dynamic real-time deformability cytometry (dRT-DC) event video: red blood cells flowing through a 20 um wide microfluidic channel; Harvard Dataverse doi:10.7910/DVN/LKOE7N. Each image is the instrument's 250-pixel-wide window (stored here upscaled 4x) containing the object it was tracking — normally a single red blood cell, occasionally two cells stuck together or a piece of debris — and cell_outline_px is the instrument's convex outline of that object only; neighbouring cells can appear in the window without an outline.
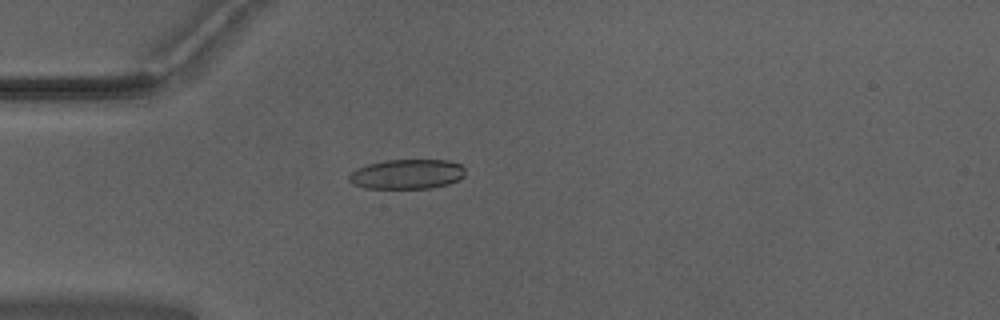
{"species": "Egyptian fruit bat (a non-hibernating species)", "species_latin": "Rousettus aegyptiacus", "temperature_condition": "warm", "stored_images_in_passage": 52, "camera_frame_rate_fps": 3000, "um_per_image_px": 0.085, "animal": {"sex": "male"}, "frame": {"image": 1, "passage_image": 15, "time_ms": 4.667, "image_size_px": [1000, 320], "cell_outline_px": [[464, 176], [448, 184], [432, 188], [364, 188], [352, 184], [348, 180], [348, 176], [356, 168], [368, 164], [384, 160], [448, 160], [460, 164], [464, 168]], "centroid_in_image_um": [34.56, 14.8], "position_along_channel_um": 50.4, "area_um2": 20.17}}
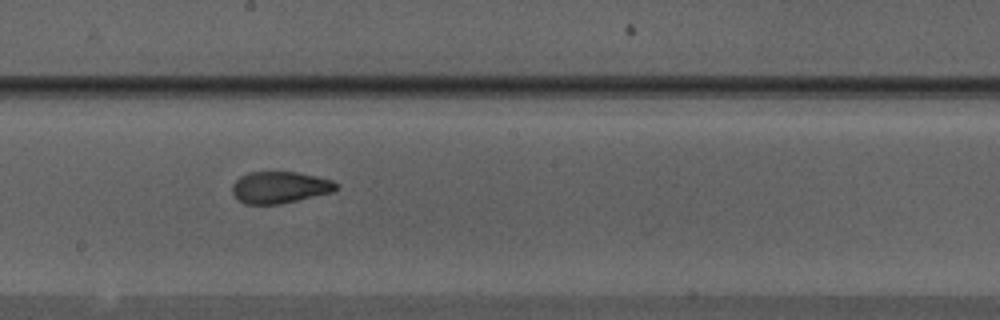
{"frame": {"image": 2, "passage_image": 29, "time_ms": 9.333, "image_size_px": [1000, 320], "cell_outline_px": [[340, 188], [332, 192], [280, 204], [244, 204], [236, 200], [232, 192], [232, 184], [240, 176], [248, 172], [296, 172], [316, 176], [332, 180], [340, 184]], "centroid_in_image_um": [23.78, 15.93], "position_along_channel_um": 224.4, "area_um2": 19.42}}
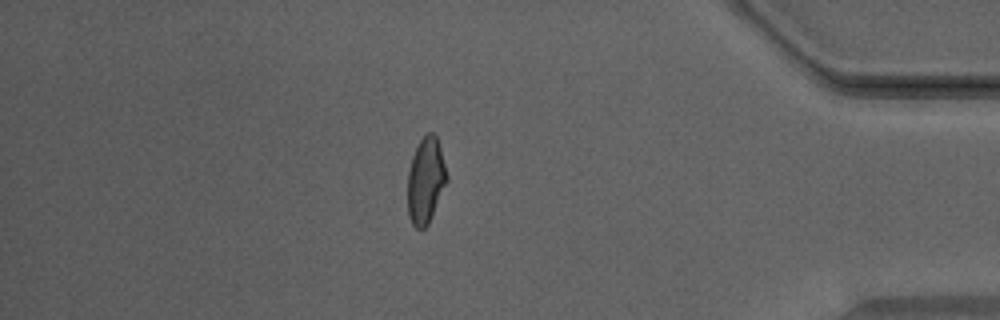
{"frame": {"image": 3, "passage_image": 45, "time_ms": 14.667, "image_size_px": [1000, 320], "cell_outline_px": [[448, 180], [428, 224], [424, 228], [416, 228], [412, 224], [408, 216], [408, 172], [412, 156], [420, 140], [428, 132], [432, 132], [436, 136], [440, 148], [448, 176]], "centroid_in_image_um": [36.18, 15.35], "position_along_channel_um": 399.0, "area_um2": 19.48}, "authors_computed_cell_mechanics": {"area_um2": 19.8832, "velocity_mm_per_s": 3.9772, "shape_relaxation_time_tau1_ms": null, "shape_relaxation_time_tau2_ms": 1.3673, "deformation_change_tau1": null, "deformation_change_tau2": 0.0816}}